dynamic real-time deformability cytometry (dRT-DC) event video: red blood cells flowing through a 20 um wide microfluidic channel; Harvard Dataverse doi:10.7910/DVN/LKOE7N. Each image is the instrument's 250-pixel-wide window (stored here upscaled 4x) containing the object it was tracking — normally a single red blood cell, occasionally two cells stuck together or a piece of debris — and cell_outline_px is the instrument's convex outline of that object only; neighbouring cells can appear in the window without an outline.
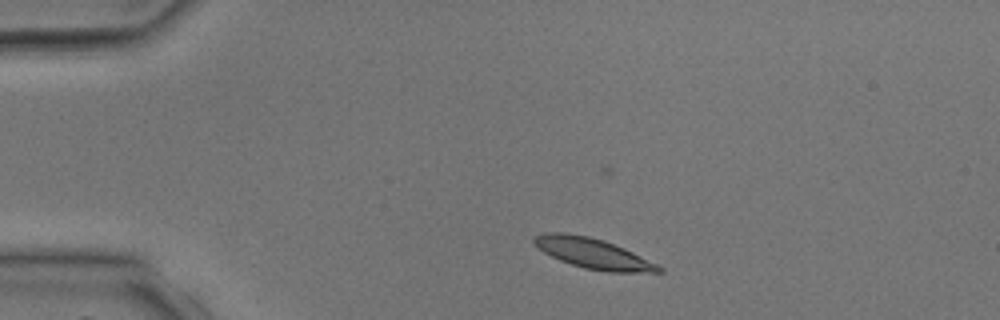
{"species": "common noctule bat (a hibernating species)", "species_latin": "Nyctalus noctula", "temperature_condition": "room temperature", "stored_images_in_passage": 2, "camera_frame_rate_fps": 3000, "um_per_image_px": 0.085, "animal": {"sex": "male", "body_mass_g": 17.9, "forearm_length_mm": 54.2}, "frame": {"image": 1, "passage_image": 1, "time_ms": 0.0, "image_size_px": [1000, 320], "cell_outline_px": [[664, 272], [608, 272], [584, 268], [560, 260], [544, 252], [532, 240], [536, 236], [544, 232], [564, 232], [588, 236], [604, 240], [624, 248], [664, 268]], "centroid_in_image_um": [50.42, 21.54], "position_along_channel_um": 34.6, "area_um2": 21.73}}